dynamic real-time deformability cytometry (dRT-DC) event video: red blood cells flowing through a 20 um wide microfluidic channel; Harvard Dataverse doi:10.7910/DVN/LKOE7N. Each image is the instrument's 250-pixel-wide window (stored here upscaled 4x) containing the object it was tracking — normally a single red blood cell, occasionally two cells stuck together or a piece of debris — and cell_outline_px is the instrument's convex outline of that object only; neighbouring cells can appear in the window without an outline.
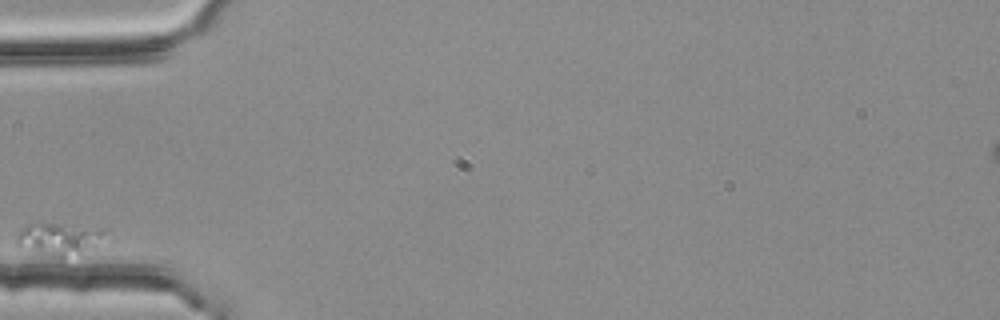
{"species": "common noctule bat (a hibernating species)", "species_latin": "Nyctalus noctula", "temperature_condition": "room temperature", "stored_images_in_passage": 4, "camera_frame_rate_fps": 3000, "um_per_image_px": 0.085, "animal": {"sex": "female", "body_mass_g": 25.1}, "frame": {"image": 1, "passage_image": 1, "time_ms": 0.0, "image_size_px": [1000, 320], "cell_outline_px": [[88, 232], [80, 252], [60, 264], [16, 248], [16, 236], [28, 224], [40, 220], [60, 224]], "centroid_in_image_um": [4.34, 20.47], "position_along_channel_um": 80.7, "area_um2": 15.26}}